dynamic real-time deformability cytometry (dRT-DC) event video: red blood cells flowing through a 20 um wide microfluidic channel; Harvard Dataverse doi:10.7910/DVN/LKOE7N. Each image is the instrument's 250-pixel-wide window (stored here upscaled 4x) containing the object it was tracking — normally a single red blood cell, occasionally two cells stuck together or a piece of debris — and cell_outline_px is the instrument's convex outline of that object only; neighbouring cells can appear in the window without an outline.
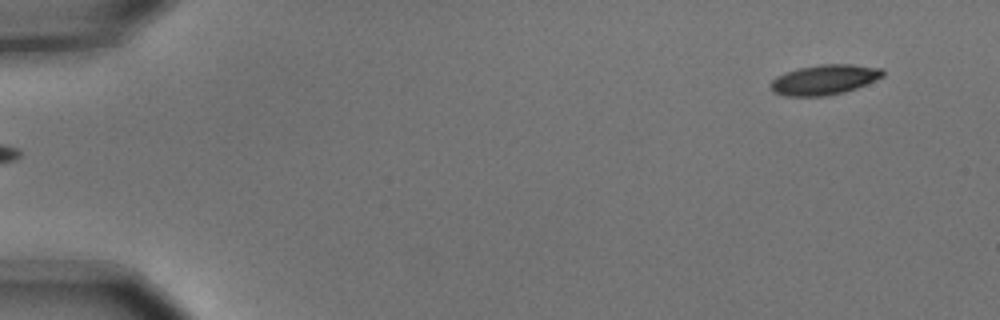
{"species": "common noctule bat (a hibernating species)", "species_latin": "Nyctalus noctula", "temperature_condition": "cold", "stored_images_in_passage": 6, "segment_of_instrument_passage": [2, 2], "camera_frame_rate_fps": 3000, "um_per_image_px": 0.085, "animal": {"sex": "male", "body_mass_g": 15.6}, "frame": {"image": 1, "passage_image": 6, "time_ms": 1.667, "image_size_px": [1000, 320], "cell_outline_px": [[884, 76], [856, 88], [844, 92], [824, 96], [784, 96], [772, 92], [772, 80], [776, 76], [784, 72], [800, 68], [820, 64], [852, 64], [884, 68]], "centroid_in_image_um": [70.08, 6.77], "position_along_channel_um": 14.9, "area_um2": 19.65}}